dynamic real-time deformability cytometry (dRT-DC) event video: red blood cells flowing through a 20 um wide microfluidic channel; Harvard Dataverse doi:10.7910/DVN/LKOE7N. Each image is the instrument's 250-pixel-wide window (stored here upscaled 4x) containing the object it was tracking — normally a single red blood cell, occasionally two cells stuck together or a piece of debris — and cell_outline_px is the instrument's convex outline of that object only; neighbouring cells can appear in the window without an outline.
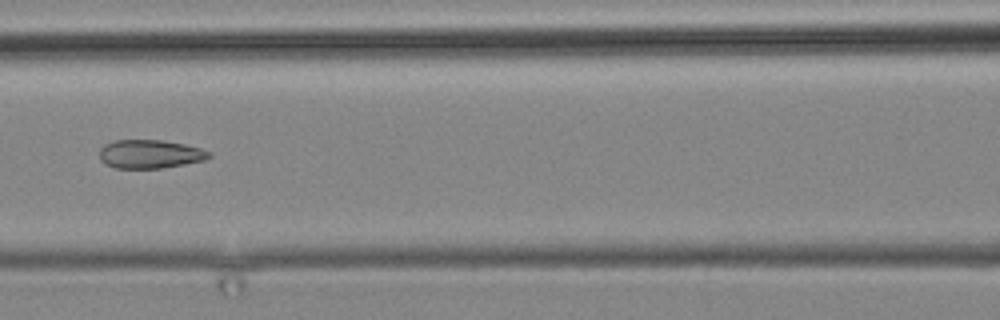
{"species": "common noctule bat (a hibernating species)", "species_latin": "Nyctalus noctula", "temperature_condition": "cold", "stored_images_in_passage": 9, "camera_frame_rate_fps": 3000, "um_per_image_px": 0.085, "animal": {"sex": "male", "body_mass_g": 19.2, "forearm_length_mm": 51.8}, "frame": {"image": 1, "passage_image": 7, "time_ms": 7.0, "image_size_px": [1000, 320], "cell_outline_px": [[212, 156], [204, 160], [184, 164], [160, 168], [116, 168], [104, 164], [100, 160], [100, 148], [104, 144], [116, 140], [160, 140], [184, 144], [200, 148], [212, 152]], "centroid_in_image_um": [12.74, 13.09], "position_along_channel_um": 153.9, "area_um2": 18.26}}
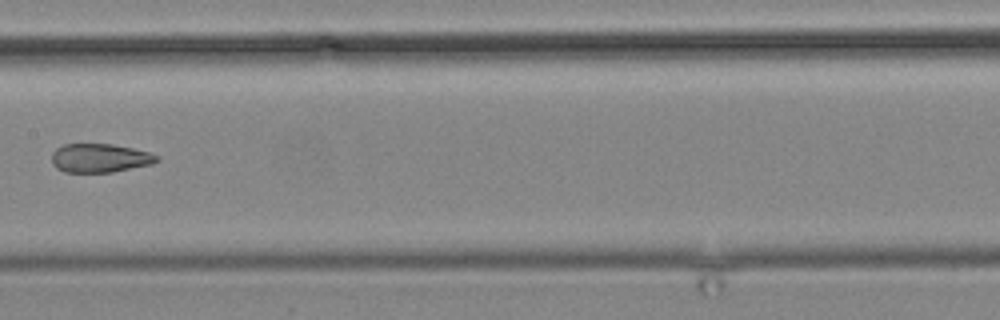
{"frame": {"image": 2, "passage_image": 8, "time_ms": 8.333, "image_size_px": [1000, 320], "cell_outline_px": [[160, 160], [152, 164], [112, 172], [64, 172], [56, 168], [52, 164], [52, 152], [56, 148], [64, 144], [112, 144], [132, 148], [148, 152], [160, 156]], "centroid_in_image_um": [8.48, 13.43], "position_along_channel_um": 198.9, "area_um2": 17.69}}
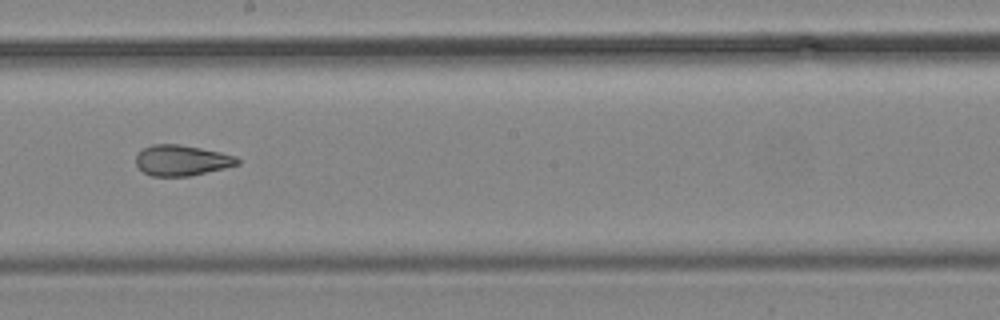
{"frame": {"image": 3, "passage_image": 9, "time_ms": 9.333, "image_size_px": [1000, 320], "cell_outline_px": [[240, 164], [224, 168], [188, 176], [152, 176], [144, 172], [136, 164], [136, 156], [144, 148], [152, 144], [180, 144], [220, 152], [236, 156], [240, 160]], "centroid_in_image_um": [15.46, 13.62], "position_along_channel_um": 232.7, "area_um2": 17.98}}